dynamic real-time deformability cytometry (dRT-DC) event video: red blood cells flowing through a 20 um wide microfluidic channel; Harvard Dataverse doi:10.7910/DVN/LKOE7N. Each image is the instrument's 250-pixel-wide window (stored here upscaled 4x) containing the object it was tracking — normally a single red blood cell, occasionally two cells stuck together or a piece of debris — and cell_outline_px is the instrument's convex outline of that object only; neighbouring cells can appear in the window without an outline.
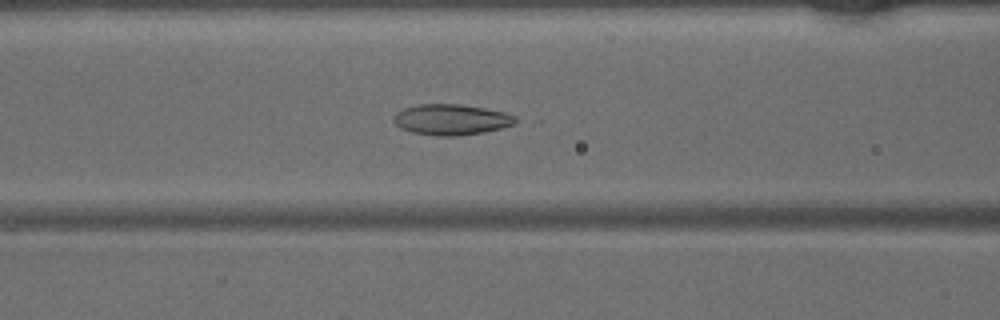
{"species": "common noctule bat (a hibernating species)", "species_latin": "Nyctalus noctula", "temperature_condition": "warm", "stored_images_in_passage": 47, "camera_frame_rate_fps": 3000, "um_per_image_px": 0.085, "animal": {"sex": "male", "body_mass_g": 15.6}, "frame": {"image": 1, "passage_image": 19, "time_ms": 6.0, "image_size_px": [1000, 320], "cell_outline_px": [[520, 120], [512, 124], [500, 128], [480, 132], [456, 136], [432, 136], [412, 132], [400, 128], [392, 120], [392, 116], [396, 112], [404, 108], [420, 104], [460, 104], [484, 108], [504, 112], [516, 116]], "centroid_in_image_um": [38.32, 10.16], "position_along_channel_um": 128.3, "area_um2": 21.85}}
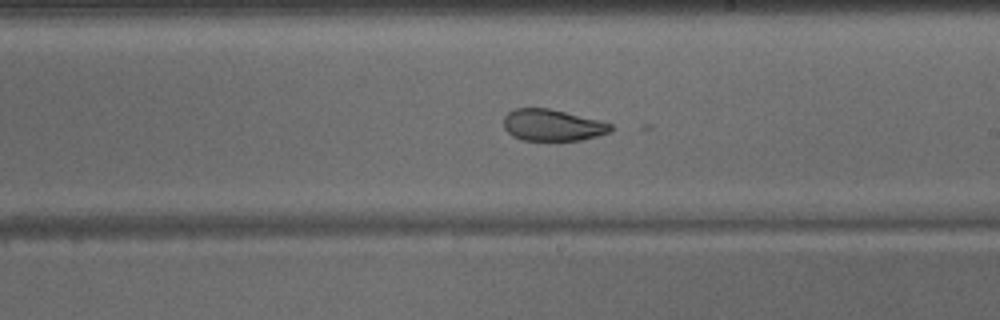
{"frame": {"image": 2, "passage_image": 27, "time_ms": 8.667, "image_size_px": [1000, 320], "cell_outline_px": [[612, 128], [608, 132], [596, 136], [580, 140], [560, 144], [524, 140], [512, 136], [504, 128], [504, 116], [508, 112], [516, 108], [548, 108], [600, 120], [612, 124]], "centroid_in_image_um": [46.94, 10.68], "position_along_channel_um": 242.1, "area_um2": 20.35}}
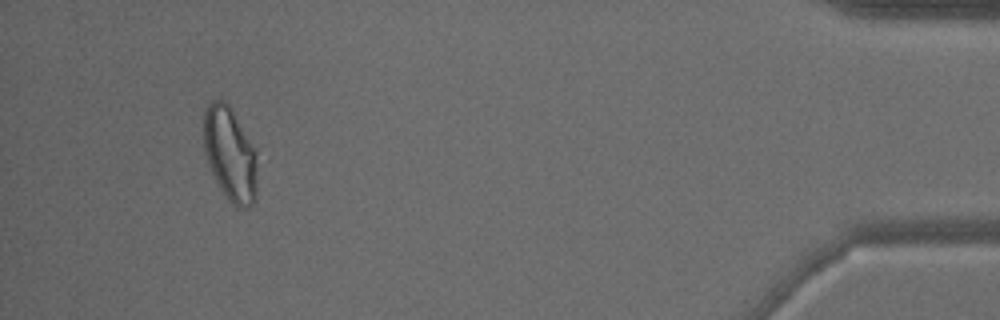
{"frame": {"image": 3, "passage_image": 44, "time_ms": 14.333, "image_size_px": [1000, 320], "cell_outline_px": [[256, 200], [248, 208], [236, 208], [224, 196], [208, 164], [204, 152], [204, 108], [212, 100], [224, 100], [232, 108], [256, 148]], "centroid_in_image_um": [19.56, 13.1], "position_along_channel_um": 415.6, "area_um2": 29.82}}